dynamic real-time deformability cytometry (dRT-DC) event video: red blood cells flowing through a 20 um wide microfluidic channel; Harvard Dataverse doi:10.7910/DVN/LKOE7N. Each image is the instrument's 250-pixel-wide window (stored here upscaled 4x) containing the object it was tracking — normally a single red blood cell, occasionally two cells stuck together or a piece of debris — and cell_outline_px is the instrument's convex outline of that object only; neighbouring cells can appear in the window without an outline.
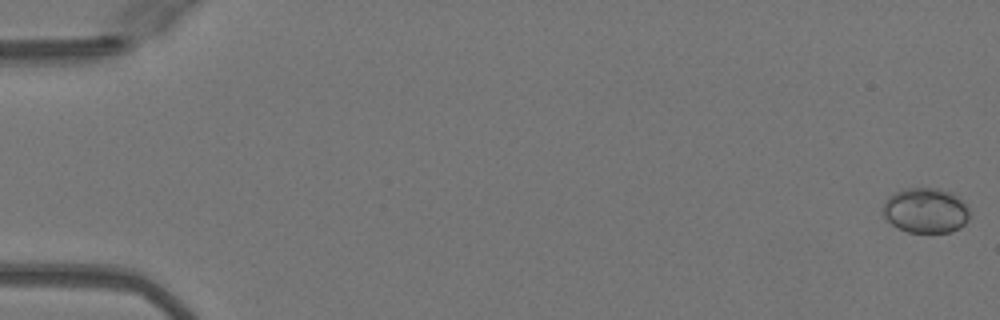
{"species": "Egyptian fruit bat (a non-hibernating species)", "species_latin": "Rousettus aegyptiacus", "temperature_condition": "warm", "stored_images_in_passage": 16, "camera_frame_rate_fps": 3000, "um_per_image_px": 0.085, "animal": {"sex": "female"}, "frame": {"image": 1, "passage_image": 1, "time_ms": 0.0, "image_size_px": [1000, 320], "cell_outline_px": [[972, 216], [960, 228], [952, 232], [908, 232], [892, 224], [884, 216], [884, 204], [888, 196], [904, 188], [936, 188], [952, 192], [964, 200], [968, 204]], "centroid_in_image_um": [78.76, 17.88], "position_along_channel_um": 6.2, "area_um2": 23.06}}
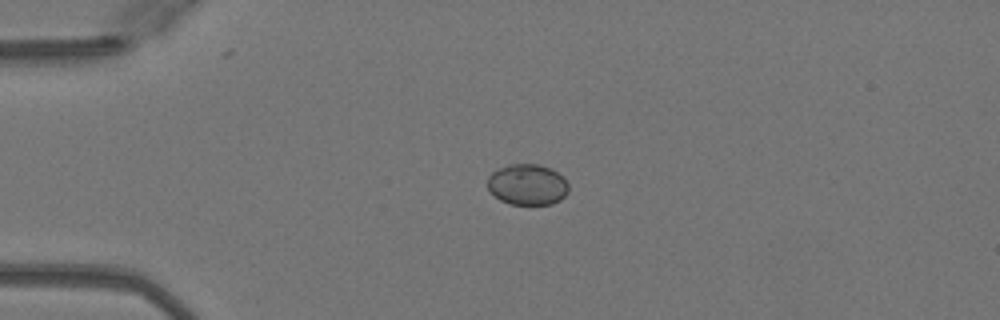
{"frame": {"image": 2, "passage_image": 13, "time_ms": 4.0, "image_size_px": [1000, 320], "cell_outline_px": [[568, 192], [560, 200], [552, 204], [508, 204], [500, 200], [488, 188], [488, 176], [496, 168], [508, 164], [540, 164], [552, 168], [568, 184]], "centroid_in_image_um": [44.81, 15.67], "position_along_channel_um": 40.2, "area_um2": 19.36}}